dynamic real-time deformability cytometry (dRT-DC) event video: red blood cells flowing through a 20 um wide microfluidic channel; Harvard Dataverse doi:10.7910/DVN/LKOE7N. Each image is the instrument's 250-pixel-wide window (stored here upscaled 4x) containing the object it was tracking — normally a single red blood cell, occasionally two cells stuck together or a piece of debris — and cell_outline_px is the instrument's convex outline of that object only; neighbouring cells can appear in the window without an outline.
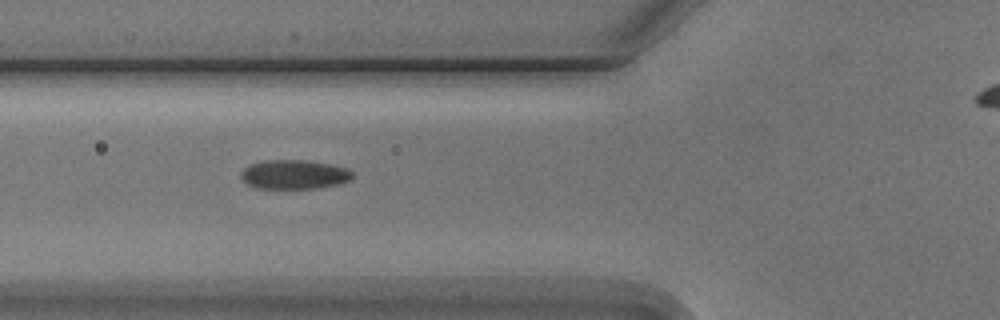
{"species": "Egyptian fruit bat (a non-hibernating species)", "species_latin": "Rousettus aegyptiacus", "temperature_condition": "cold", "stored_images_in_passage": 8, "segment_of_instrument_passage": [1, 2], "camera_frame_rate_fps": 3000, "um_per_image_px": 0.085, "animal": {"sex": "male"}, "frame": {"image": 1, "passage_image": 6, "time_ms": 5.667, "image_size_px": [1000, 320], "cell_outline_px": [[352, 176], [348, 180], [336, 184], [316, 188], [256, 188], [248, 184], [240, 176], [240, 172], [248, 164], [264, 160], [304, 160], [332, 164], [348, 168], [352, 172]], "centroid_in_image_um": [24.97, 14.81], "position_along_channel_um": 100.8, "area_um2": 18.9}}
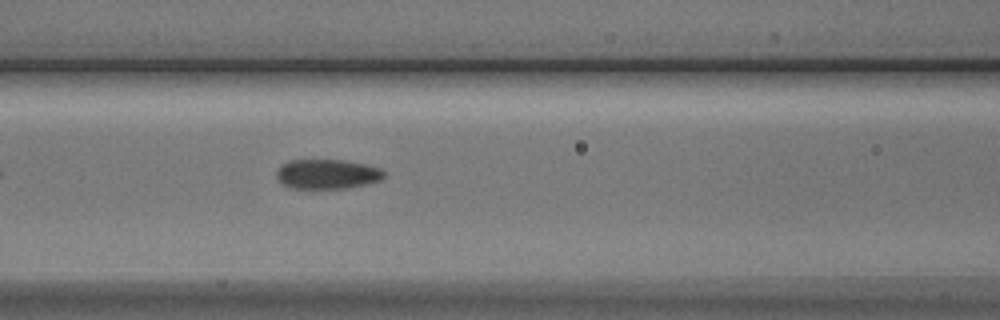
{"frame": {"image": 2, "passage_image": 7, "time_ms": 6.667, "image_size_px": [1000, 320], "cell_outline_px": [[384, 176], [380, 180], [364, 184], [344, 188], [288, 188], [276, 176], [276, 172], [288, 160], [344, 160], [364, 164], [380, 168], [384, 172]], "centroid_in_image_um": [27.8, 14.79], "position_along_channel_um": 138.8, "area_um2": 18.26}}